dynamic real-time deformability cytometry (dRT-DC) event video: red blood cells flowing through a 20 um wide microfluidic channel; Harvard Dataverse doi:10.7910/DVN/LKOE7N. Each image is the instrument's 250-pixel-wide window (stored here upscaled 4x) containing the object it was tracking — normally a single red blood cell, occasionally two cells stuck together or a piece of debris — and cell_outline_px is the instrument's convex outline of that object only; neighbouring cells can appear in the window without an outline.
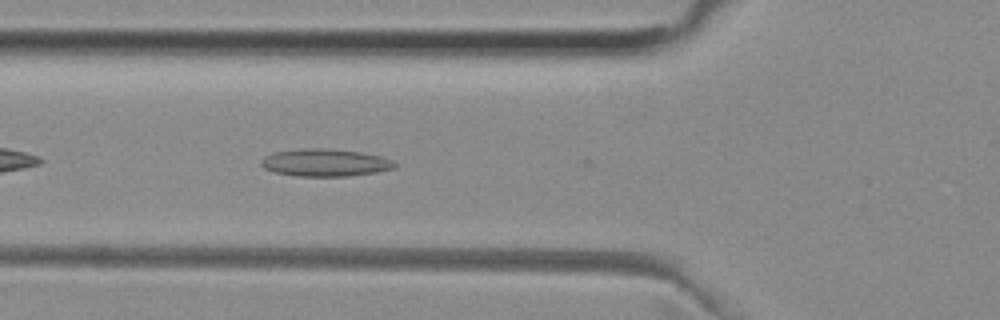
{"species": "common noctule bat (a hibernating species)", "species_latin": "Nyctalus noctula", "temperature_condition": "room temperature", "stored_images_in_passage": 5, "camera_frame_rate_fps": 3000, "um_per_image_px": 0.085, "animal": {"sex": "female", "body_mass_g": 29.2, "forearm_length_mm": 56.3}, "frame": {"image": 1, "passage_image": 5, "time_ms": 1.333, "image_size_px": [1000, 320], "cell_outline_px": [[396, 168], [376, 172], [348, 176], [296, 176], [276, 172], [264, 168], [260, 164], [260, 160], [264, 156], [272, 152], [304, 148], [328, 148], [360, 152], [380, 156], [392, 160], [396, 164]], "centroid_in_image_um": [27.61, 13.82], "position_along_channel_um": 98.2, "area_um2": 21.44}}